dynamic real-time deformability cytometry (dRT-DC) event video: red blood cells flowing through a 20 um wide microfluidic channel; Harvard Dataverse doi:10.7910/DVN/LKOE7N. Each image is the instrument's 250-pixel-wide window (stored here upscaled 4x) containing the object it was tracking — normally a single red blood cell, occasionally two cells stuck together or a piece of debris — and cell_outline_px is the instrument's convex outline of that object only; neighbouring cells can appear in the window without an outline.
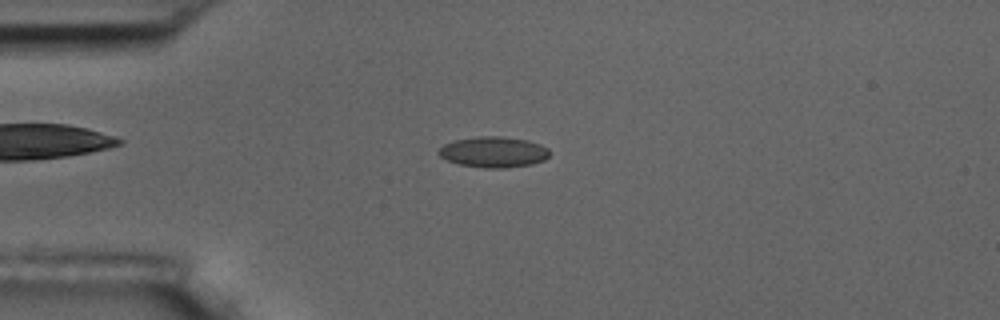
{"species": "common noctule bat (a hibernating species)", "species_latin": "Nyctalus noctula", "temperature_condition": "room temperature", "stored_images_in_passage": 5, "camera_frame_rate_fps": 3000, "um_per_image_px": 0.085, "animal": {"sex": "male", "body_mass_g": 17.5, "forearm_length_mm": 52.3}, "frame": {"image": 1, "passage_image": 2, "time_ms": 1.333, "image_size_px": [1000, 320], "cell_outline_px": [[548, 156], [544, 160], [532, 164], [508, 168], [484, 168], [460, 164], [448, 160], [440, 156], [436, 152], [444, 144], [456, 140], [480, 136], [504, 136], [528, 140], [540, 144], [548, 148]], "centroid_in_image_um": [41.96, 12.92], "position_along_channel_um": 43.0, "area_um2": 19.88}}